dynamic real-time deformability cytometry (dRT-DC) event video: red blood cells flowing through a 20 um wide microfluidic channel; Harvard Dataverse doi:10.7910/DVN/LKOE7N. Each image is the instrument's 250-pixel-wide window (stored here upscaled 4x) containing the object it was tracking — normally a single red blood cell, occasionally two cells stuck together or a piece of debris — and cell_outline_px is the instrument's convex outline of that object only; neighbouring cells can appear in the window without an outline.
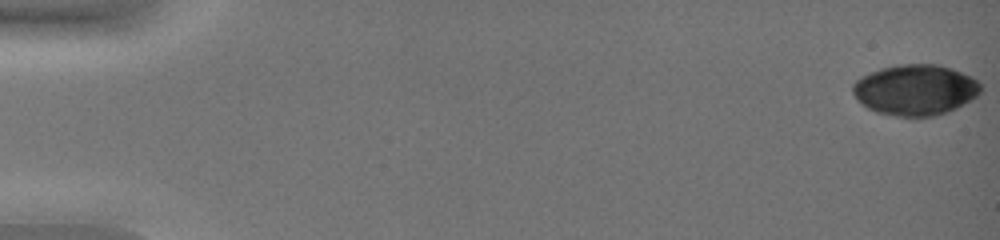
{"species": "common noctule bat (a hibernating species)", "species_latin": "Nyctalus noctula", "temperature_condition": "warm", "stored_images_in_passage": 48, "camera_frame_rate_fps": 3000, "um_per_image_px": 0.085, "animal": {"sex": "female", "body_mass_g": 19.0, "forearm_length_mm": 51.5}, "frame": {"image": 1, "passage_image": 1, "time_ms": 0.0, "image_size_px": [1000, 240], "cell_outline_px": [[984, 88], [972, 100], [948, 112], [936, 116], [896, 116], [876, 112], [868, 108], [856, 100], [852, 92], [852, 84], [860, 76], [880, 68], [896, 64], [936, 64], [952, 68], [972, 76]], "centroid_in_image_um": [77.79, 7.63], "position_along_channel_um": 7.2, "area_um2": 38.26}}